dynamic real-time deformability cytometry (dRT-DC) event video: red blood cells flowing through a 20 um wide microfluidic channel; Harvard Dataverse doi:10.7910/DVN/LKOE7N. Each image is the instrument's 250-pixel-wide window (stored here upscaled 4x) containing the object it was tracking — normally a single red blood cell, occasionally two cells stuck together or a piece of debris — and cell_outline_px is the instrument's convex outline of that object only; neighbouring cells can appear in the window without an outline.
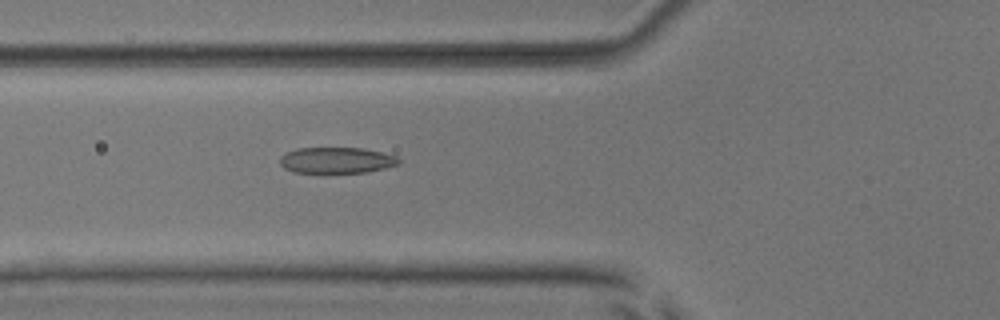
{"species": "common noctule bat (a hibernating species)", "species_latin": "Nyctalus noctula", "temperature_condition": "room temperature", "stored_images_in_passage": 36, "camera_frame_rate_fps": 3000, "um_per_image_px": 0.085, "animal": {"sex": "male", "body_mass_g": 17.9, "forearm_length_mm": 54.2}, "frame": {"image": 1, "passage_image": 3, "time_ms": 0.667, "image_size_px": [1000, 320], "cell_outline_px": [[400, 164], [368, 172], [292, 172], [284, 168], [280, 164], [280, 156], [284, 152], [296, 148], [364, 148], [396, 156], [400, 160]], "centroid_in_image_um": [28.57, 13.61], "position_along_channel_um": 97.2, "area_um2": 18.03}}
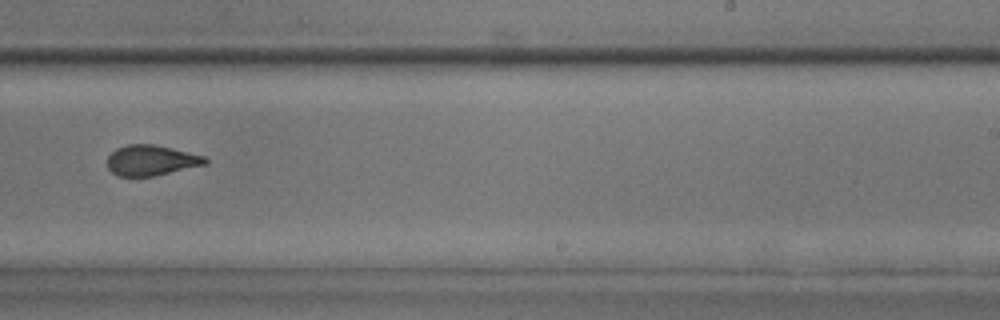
{"frame": {"image": 2, "passage_image": 17, "time_ms": 5.333, "image_size_px": [1000, 320], "cell_outline_px": [[208, 164], [152, 176], [116, 176], [108, 168], [108, 156], [116, 148], [128, 144], [152, 144], [172, 148], [204, 156], [208, 160]], "centroid_in_image_um": [12.84, 13.63], "position_along_channel_um": 276.2, "area_um2": 17.28}}
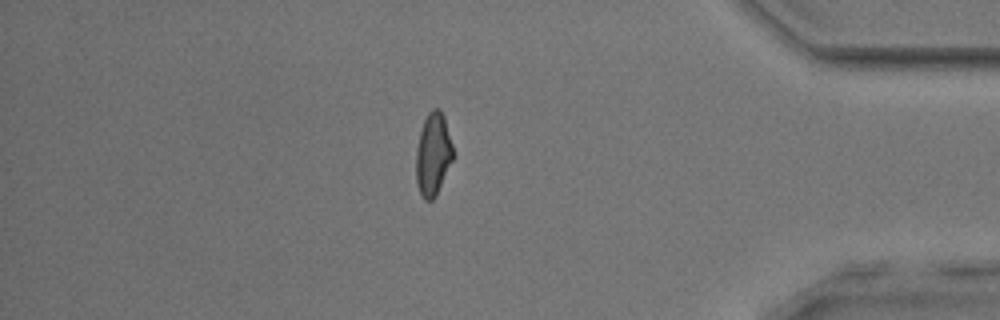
{"frame": {"image": 3, "passage_image": 29, "time_ms": 9.333, "image_size_px": [1000, 320], "cell_outline_px": [[456, 156], [436, 196], [432, 200], [424, 200], [420, 192], [416, 180], [416, 148], [420, 132], [424, 120], [428, 112], [432, 108], [440, 108], [444, 116]], "centroid_in_image_um": [36.84, 13.11], "position_along_channel_um": 398.4, "area_um2": 18.26}, "authors_computed_cell_mechanics": {"area_um2": 18.0047, "velocity_mm_per_s": 3.8424, "shape_relaxation_time_tau1_ms": 3.7055, "shape_relaxation_time_tau2_ms": 1.3802, "deformation_change_tau1": 0.1563, "deformation_change_tau2": 0.0885}}